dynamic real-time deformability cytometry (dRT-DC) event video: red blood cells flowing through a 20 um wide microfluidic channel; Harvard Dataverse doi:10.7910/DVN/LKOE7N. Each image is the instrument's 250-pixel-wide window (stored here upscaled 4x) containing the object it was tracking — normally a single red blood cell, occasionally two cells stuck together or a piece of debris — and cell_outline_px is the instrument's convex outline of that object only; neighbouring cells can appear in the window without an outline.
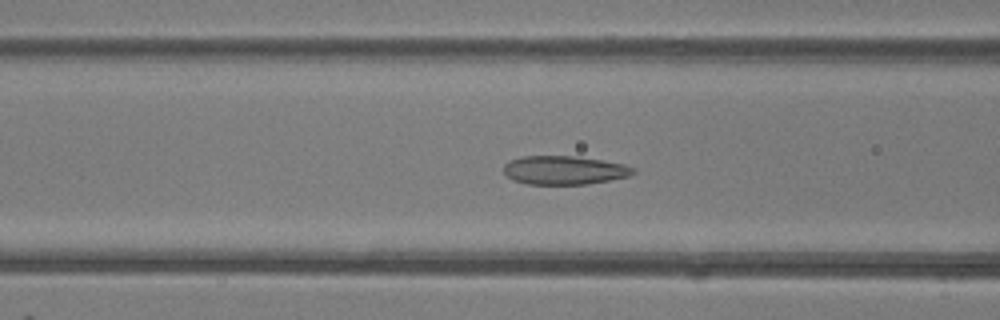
{"species": "common noctule bat (a hibernating species)", "species_latin": "Nyctalus noctula", "temperature_condition": "room temperature", "stored_images_in_passage": 49, "camera_frame_rate_fps": 3000, "um_per_image_px": 0.085, "animal": {"sex": "female"}, "frame": {"image": 1, "passage_image": 20, "time_ms": 6.333, "image_size_px": [1000, 320], "cell_outline_px": [[636, 172], [628, 176], [588, 184], [528, 184], [512, 180], [504, 172], [504, 164], [508, 160], [520, 156], [572, 156], [600, 160], [624, 164], [636, 168]], "centroid_in_image_um": [47.93, 14.46], "position_along_channel_um": 118.7, "area_um2": 21.62}}
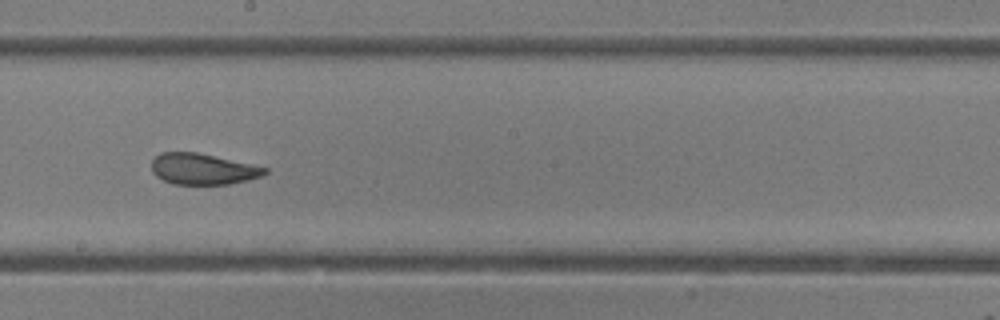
{"frame": {"image": 2, "passage_image": 28, "time_ms": 9.0, "image_size_px": [1000, 320], "cell_outline_px": [[268, 172], [260, 176], [248, 180], [228, 184], [172, 184], [156, 176], [152, 172], [152, 160], [160, 152], [196, 152], [268, 168]], "centroid_in_image_um": [17.21, 14.37], "position_along_channel_um": 231.0, "area_um2": 20.29}}
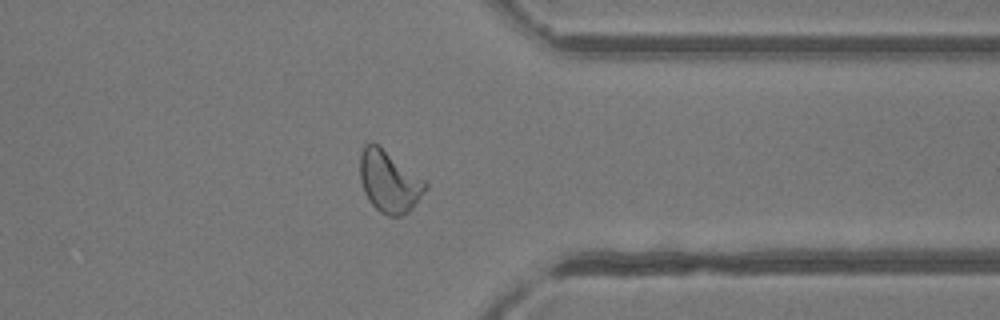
{"frame": {"image": 3, "passage_image": 39, "time_ms": 12.667, "image_size_px": [1000, 320], "cell_outline_px": [[428, 188], [412, 208], [408, 212], [400, 216], [388, 216], [380, 212], [368, 200], [364, 192], [360, 180], [360, 152], [364, 144], [376, 144], [424, 180], [428, 184]], "centroid_in_image_um": [33.06, 15.47], "position_along_channel_um": 378.3, "area_um2": 23.12}, "authors_computed_cell_mechanics": {"area_um2": 23.8136, "velocity_mm_per_s": 4.2044, "shape_relaxation_time_tau1_ms": 8.0868, "shape_relaxation_time_tau2_ms": 0.9813, "deformation_change_tau1": 0.1956, "deformation_change_tau2": 0.0838}}